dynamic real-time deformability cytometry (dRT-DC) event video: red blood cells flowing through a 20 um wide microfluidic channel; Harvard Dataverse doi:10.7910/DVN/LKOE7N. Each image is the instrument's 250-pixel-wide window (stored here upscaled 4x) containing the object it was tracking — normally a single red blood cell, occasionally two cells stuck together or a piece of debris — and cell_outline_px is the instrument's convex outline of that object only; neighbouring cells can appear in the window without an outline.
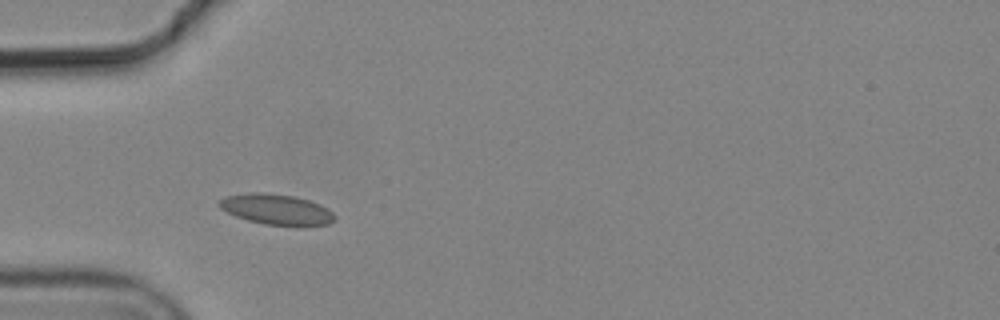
{"species": "common noctule bat (a hibernating species)", "species_latin": "Nyctalus noctula", "temperature_condition": "cold", "stored_images_in_passage": 3, "camera_frame_rate_fps": 3000, "um_per_image_px": 0.085, "animal": {"sex": "male", "body_mass_g": 19.2, "forearm_length_mm": 51.8}, "frame": {"image": 1, "passage_image": 2, "time_ms": 0.333, "image_size_px": [1000, 320], "cell_outline_px": [[336, 220], [328, 224], [304, 228], [296, 228], [264, 224], [248, 220], [236, 216], [220, 208], [216, 204], [224, 196], [248, 192], [264, 192], [292, 196], [308, 200], [320, 204], [328, 208], [336, 216]], "centroid_in_image_um": [23.54, 17.83], "position_along_channel_um": 61.5, "area_um2": 21.27}}
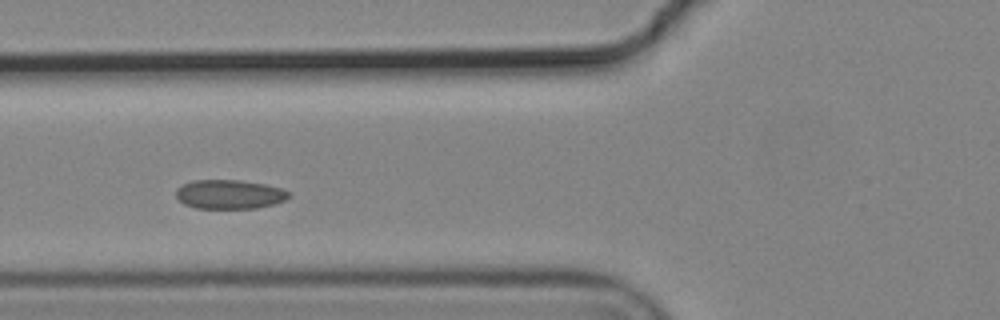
{"frame": {"image": 2, "passage_image": 3, "time_ms": 0.667, "image_size_px": [1000, 320], "cell_outline_px": [[292, 196], [276, 204], [256, 208], [196, 208], [184, 204], [176, 196], [176, 188], [192, 180], [240, 180], [264, 184], [280, 188], [292, 192]], "centroid_in_image_um": [19.54, 16.52], "position_along_channel_um": 106.3, "area_um2": 19.25}}